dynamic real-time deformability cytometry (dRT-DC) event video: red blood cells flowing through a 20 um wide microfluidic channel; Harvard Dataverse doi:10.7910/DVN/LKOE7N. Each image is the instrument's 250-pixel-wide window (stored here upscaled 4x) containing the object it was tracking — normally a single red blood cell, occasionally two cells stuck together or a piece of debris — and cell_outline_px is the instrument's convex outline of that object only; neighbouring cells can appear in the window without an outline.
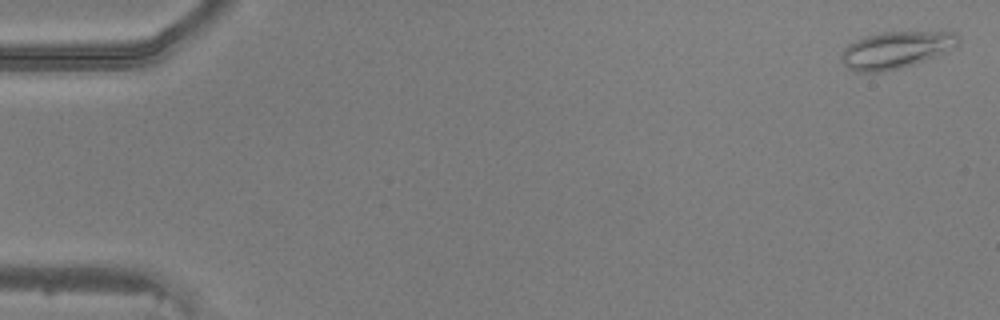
{"species": "common noctule bat (a hibernating species)", "species_latin": "Nyctalus noctula", "temperature_condition": "warm", "stored_images_in_passage": 50, "camera_frame_rate_fps": 3000, "um_per_image_px": 0.085, "animal": {"sex": "male", "body_mass_g": 20.5, "forearm_length_mm": 52.5}, "frame": {"image": 1, "passage_image": 2, "time_ms": 0.333, "image_size_px": [1000, 320], "cell_outline_px": [[960, 44], [944, 52], [924, 60], [912, 64], [880, 72], [856, 72], [848, 68], [840, 60], [840, 56], [844, 48], [848, 44], [856, 40], [880, 32], [956, 32]], "centroid_in_image_um": [76.11, 4.24], "position_along_channel_um": 8.9, "area_um2": 24.8}}
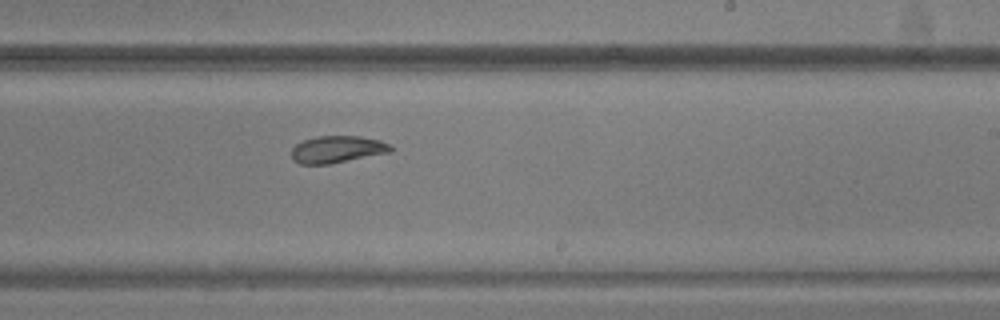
{"frame": {"image": 2, "passage_image": 31, "time_ms": 10.0, "image_size_px": [1000, 320], "cell_outline_px": [[392, 152], [328, 164], [300, 164], [292, 160], [292, 148], [296, 144], [304, 140], [316, 136], [360, 136], [380, 140], [388, 144], [392, 148]], "centroid_in_image_um": [28.65, 12.69], "position_along_channel_um": 260.4, "area_um2": 15.61}}
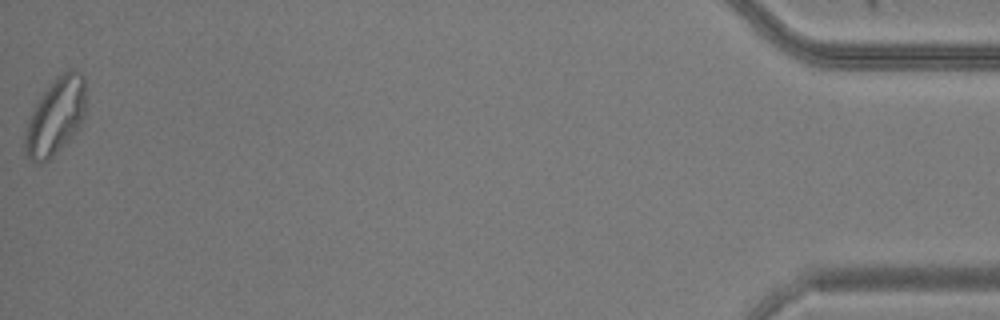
{"frame": {"image": 3, "passage_image": 50, "time_ms": 16.333, "image_size_px": [1000, 320], "cell_outline_px": [[84, 116], [80, 128], [48, 160], [40, 164], [28, 160], [24, 152], [24, 136], [28, 120], [36, 104], [44, 92], [68, 68], [72, 68], [80, 72], [84, 76]], "centroid_in_image_um": [4.71, 9.95], "position_along_channel_um": 430.5, "area_um2": 26.88}}